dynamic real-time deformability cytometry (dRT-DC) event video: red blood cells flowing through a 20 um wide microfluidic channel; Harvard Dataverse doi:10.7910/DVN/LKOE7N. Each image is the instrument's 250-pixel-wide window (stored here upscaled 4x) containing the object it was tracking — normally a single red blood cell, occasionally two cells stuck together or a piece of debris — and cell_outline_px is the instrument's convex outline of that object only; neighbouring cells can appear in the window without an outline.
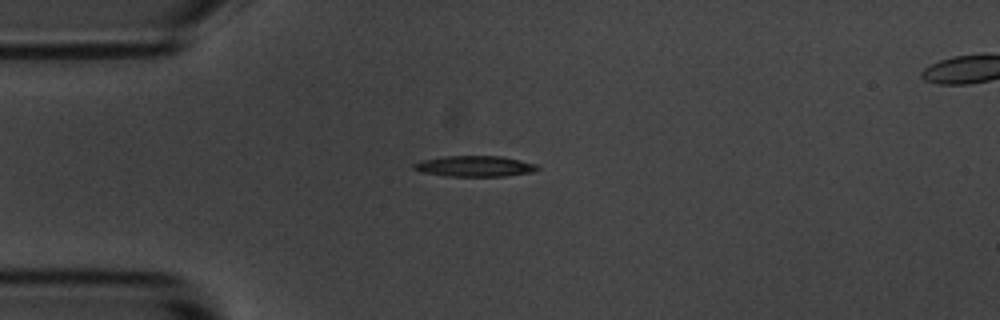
{"species": "common noctule bat (a hibernating species)", "species_latin": "Nyctalus noctula", "temperature_condition": "room temperature", "stored_images_in_passage": 5, "camera_frame_rate_fps": 3000, "um_per_image_px": 0.085, "animal": {"sex": "male", "body_mass_g": 20.1, "forearm_length_mm": 53.5}, "frame": {"image": 1, "passage_image": 3, "time_ms": 2.333, "image_size_px": [1000, 320], "cell_outline_px": [[540, 168], [532, 172], [504, 176], [444, 176], [420, 172], [412, 168], [412, 164], [420, 160], [444, 156], [500, 156], [540, 164]], "centroid_in_image_um": [40.33, 14.12], "position_along_channel_um": 44.7, "area_um2": 15.2}}